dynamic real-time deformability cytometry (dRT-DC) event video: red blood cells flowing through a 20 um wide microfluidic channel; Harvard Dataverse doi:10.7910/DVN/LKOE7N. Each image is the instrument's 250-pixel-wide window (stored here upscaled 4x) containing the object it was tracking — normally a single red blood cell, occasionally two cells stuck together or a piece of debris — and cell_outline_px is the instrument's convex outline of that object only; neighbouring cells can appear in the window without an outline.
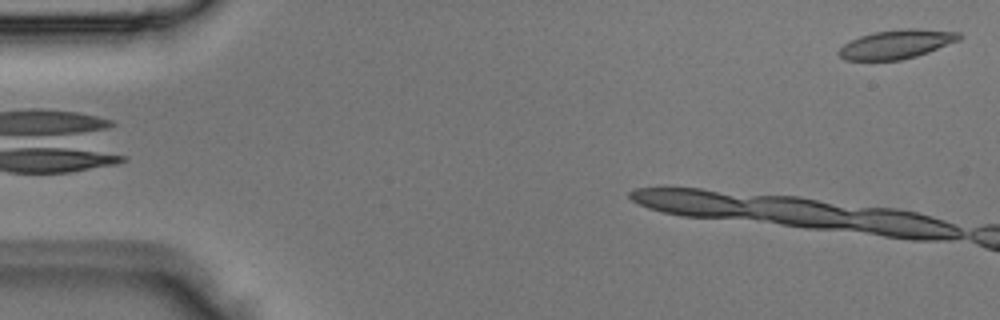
{"species": "Egyptian fruit bat (a non-hibernating species)", "species_latin": "Rousettus aegyptiacus", "temperature_condition": "room temperature", "stored_images_in_passage": 2, "camera_frame_rate_fps": 3000, "um_per_image_px": 0.085, "animal": {"sex": "male"}, "frame": {"image": 1, "passage_image": 2, "time_ms": 0.333, "image_size_px": [1000, 320], "cell_outline_px": [[964, 36], [960, 40], [928, 52], [916, 56], [900, 60], [844, 60], [836, 52], [844, 44], [860, 36], [872, 32], [908, 28], [916, 28], [960, 32]], "centroid_in_image_um": [76.23, 3.75], "position_along_channel_um": 8.8, "area_um2": 20.35}}